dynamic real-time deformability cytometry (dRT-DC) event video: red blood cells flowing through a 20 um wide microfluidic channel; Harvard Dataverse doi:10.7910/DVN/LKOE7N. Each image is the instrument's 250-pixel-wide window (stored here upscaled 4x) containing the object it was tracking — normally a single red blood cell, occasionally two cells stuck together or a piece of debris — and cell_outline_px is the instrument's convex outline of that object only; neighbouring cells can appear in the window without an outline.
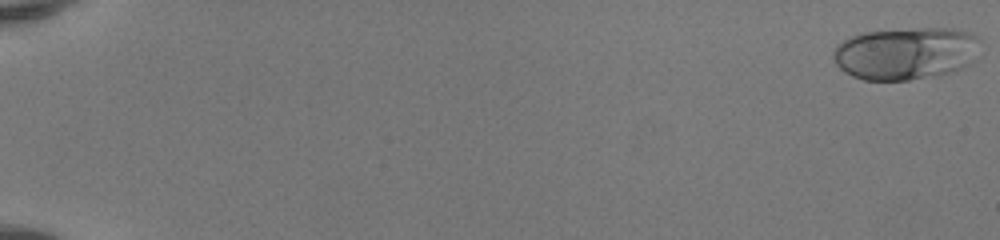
{"species": "human", "species_latin": "Homo sapiens", "temperature_condition": "room temperature", "stored_images_in_passage": 51, "camera_frame_rate_fps": 3000, "um_per_image_px": 0.085, "donor": {"sex": "female"}, "frame": {"image": 1, "passage_image": 1, "time_ms": 0.0, "image_size_px": [1000, 240], "cell_outline_px": [[980, 56], [976, 60], [960, 68], [940, 76], [908, 80], [864, 80], [852, 76], [844, 72], [836, 64], [832, 56], [832, 52], [836, 44], [860, 32], [920, 28], [952, 28], [968, 32], [976, 36], [980, 40]], "centroid_in_image_um": [77.02, 4.54], "position_along_channel_um": 8.0, "area_um2": 45.66}}
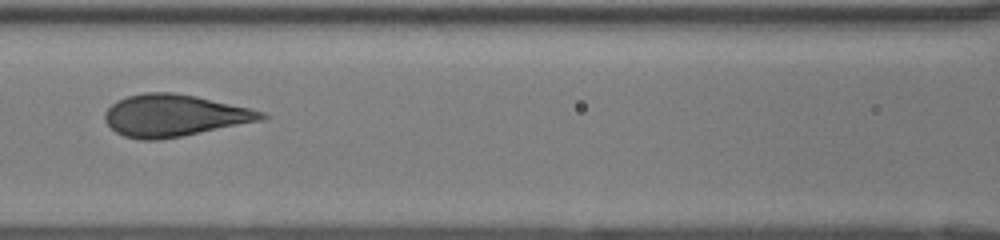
{"frame": {"image": 2, "passage_image": 26, "time_ms": 8.333, "image_size_px": [1000, 240], "cell_outline_px": [[268, 116], [264, 120], [180, 136], [156, 140], [140, 140], [124, 136], [116, 132], [104, 120], [104, 112], [116, 100], [128, 96], [144, 92], [172, 92], [196, 96], [248, 108], [264, 112]], "centroid_in_image_um": [14.78, 9.81], "position_along_channel_um": 151.8, "area_um2": 38.03}}
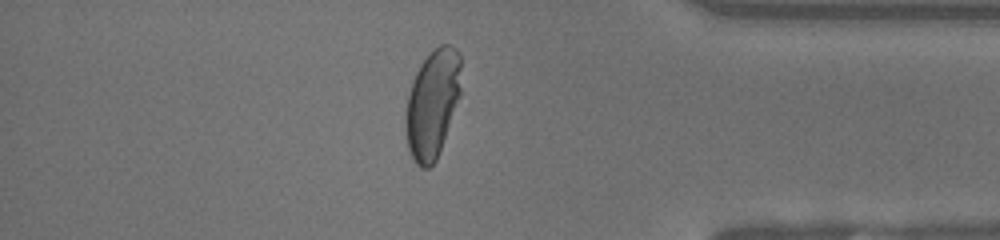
{"frame": {"image": 3, "passage_image": 45, "time_ms": 14.667, "image_size_px": [1000, 240], "cell_outline_px": [[460, 96], [436, 160], [428, 168], [420, 168], [416, 164], [408, 148], [404, 124], [404, 120], [408, 96], [416, 72], [420, 64], [440, 44], [448, 44], [456, 48], [460, 56]], "centroid_in_image_um": [36.75, 8.83], "position_along_channel_um": 398.5, "area_um2": 34.68}, "authors_computed_cell_mechanics": {"area_um2": 38.0324, "velocity_mm_per_s": 4.1638, "shape_relaxation_time_tau1_ms": 4.472, "shape_relaxation_time_tau2_ms": null, "deformation_change_tau1": 0.2081, "deformation_change_tau2": null}}